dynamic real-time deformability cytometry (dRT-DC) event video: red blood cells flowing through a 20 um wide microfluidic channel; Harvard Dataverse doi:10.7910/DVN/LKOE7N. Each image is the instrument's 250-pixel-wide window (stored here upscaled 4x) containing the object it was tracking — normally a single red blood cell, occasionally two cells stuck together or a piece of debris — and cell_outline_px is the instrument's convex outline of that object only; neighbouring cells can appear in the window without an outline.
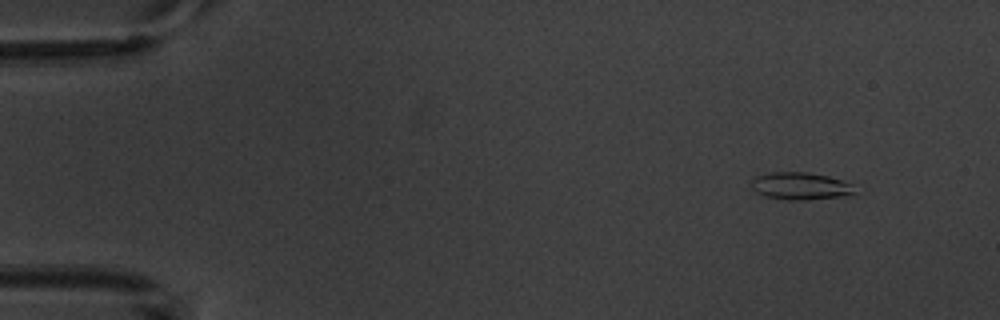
{"species": "common noctule bat (a hibernating species)", "species_latin": "Nyctalus noctula", "temperature_condition": "warm", "stored_images_in_passage": 6, "segment_of_instrument_passage": [1, 2], "camera_frame_rate_fps": 3000, "um_per_image_px": 0.085, "animal": {"sex": "male", "body_mass_g": 20.1, "forearm_length_mm": 53.5}, "frame": {"image": 1, "passage_image": 2, "time_ms": 1.333, "image_size_px": [1000, 320], "cell_outline_px": [[856, 192], [848, 196], [804, 200], [788, 200], [764, 196], [756, 192], [752, 188], [752, 180], [756, 176], [768, 172], [808, 172], [828, 176], [844, 180], [852, 184]], "centroid_in_image_um": [68.06, 15.81], "position_along_channel_um": 16.9, "area_um2": 16.7}}